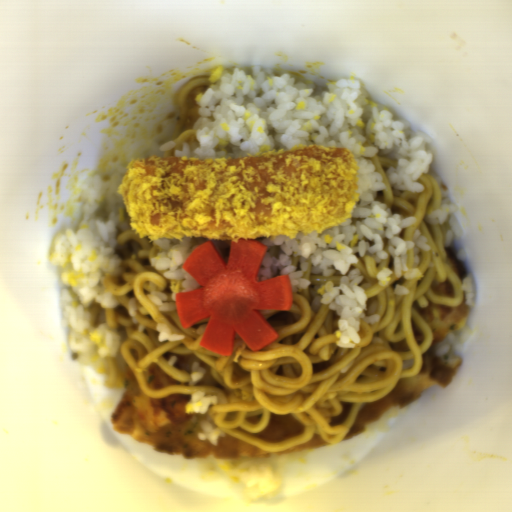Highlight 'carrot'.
<instances>
[{
    "label": "carrot",
    "instance_id": "carrot-1",
    "mask_svg": "<svg viewBox=\"0 0 512 512\" xmlns=\"http://www.w3.org/2000/svg\"><path fill=\"white\" fill-rule=\"evenodd\" d=\"M268 246L254 239L230 242L226 258L214 243L197 245L182 265L200 287L175 293L174 303L182 329L209 318L199 347L232 356L236 333L252 352L279 338L278 331L259 310H292L293 284L281 274L258 281Z\"/></svg>",
    "mask_w": 512,
    "mask_h": 512
}]
</instances>
